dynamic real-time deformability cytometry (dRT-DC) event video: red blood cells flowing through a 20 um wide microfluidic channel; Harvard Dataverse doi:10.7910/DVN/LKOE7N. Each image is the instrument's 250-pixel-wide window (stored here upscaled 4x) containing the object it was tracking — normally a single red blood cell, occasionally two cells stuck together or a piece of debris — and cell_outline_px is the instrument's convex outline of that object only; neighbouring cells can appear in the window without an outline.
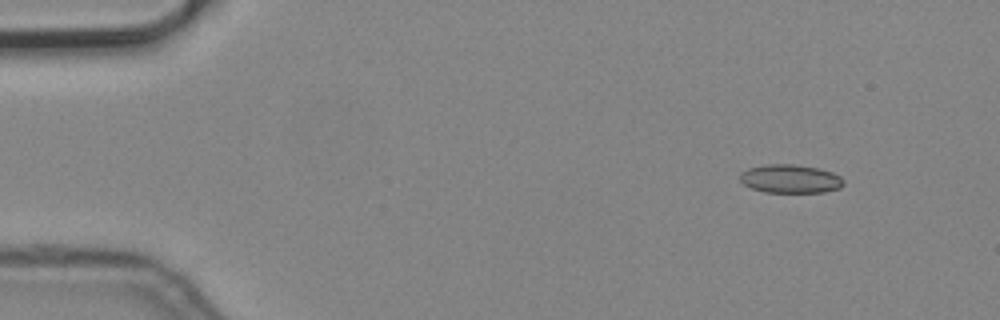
{"species": "common noctule bat (a hibernating species)", "species_latin": "Nyctalus noctula", "temperature_condition": "cold", "stored_images_in_passage": 6, "segment_of_instrument_passage": [1, 2], "camera_frame_rate_fps": 3000, "um_per_image_px": 0.085, "animal": {"sex": "male", "body_mass_g": 19.2, "forearm_length_mm": 51.8}, "frame": {"image": 1, "passage_image": 2, "time_ms": 0.333, "image_size_px": [1000, 320], "cell_outline_px": [[844, 184], [840, 188], [824, 192], [764, 192], [752, 188], [744, 184], [740, 180], [740, 172], [748, 168], [764, 164], [792, 164], [820, 168], [832, 172], [840, 176], [844, 180]], "centroid_in_image_um": [67.18, 15.19], "position_along_channel_um": 17.8, "area_um2": 17.34}}
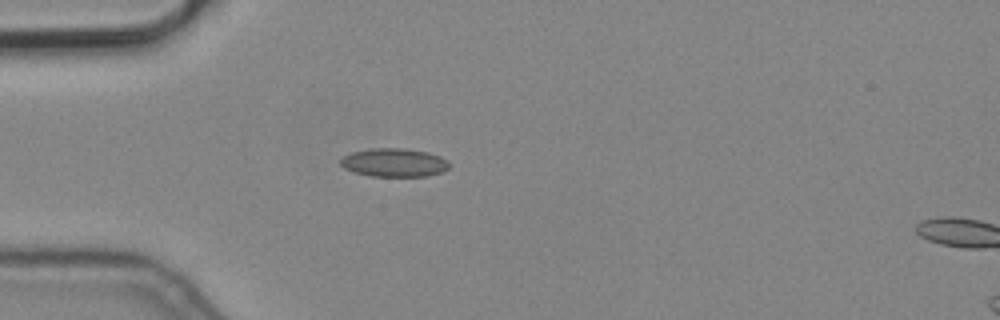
{"frame": {"image": 2, "passage_image": 5, "time_ms": 1.333, "image_size_px": [1000, 320], "cell_outline_px": [[448, 168], [440, 172], [428, 176], [372, 176], [352, 172], [344, 168], [340, 164], [340, 160], [344, 156], [352, 152], [372, 148], [404, 148], [428, 152], [440, 156], [448, 160]], "centroid_in_image_um": [33.48, 13.81], "position_along_channel_um": 51.5, "area_um2": 18.03}}